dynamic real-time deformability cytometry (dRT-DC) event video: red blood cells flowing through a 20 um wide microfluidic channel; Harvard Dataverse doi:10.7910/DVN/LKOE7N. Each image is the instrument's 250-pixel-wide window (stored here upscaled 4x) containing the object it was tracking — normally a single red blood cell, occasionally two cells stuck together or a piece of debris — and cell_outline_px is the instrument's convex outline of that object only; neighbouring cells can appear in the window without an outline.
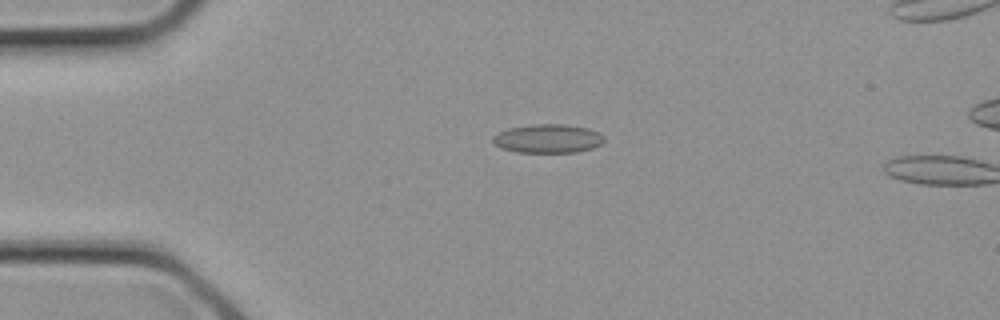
{"species": "common noctule bat (a hibernating species)", "species_latin": "Nyctalus noctula", "temperature_condition": "cold", "stored_images_in_passage": 8, "camera_frame_rate_fps": 3000, "um_per_image_px": 0.085, "animal": {"sex": "female", "body_mass_g": 21.9}, "frame": {"image": 1, "passage_image": 7, "time_ms": 2.0, "image_size_px": [1000, 320], "cell_outline_px": [[604, 140], [600, 144], [592, 148], [576, 152], [516, 152], [500, 148], [492, 144], [492, 136], [508, 128], [532, 124], [564, 124], [588, 128], [604, 136]], "centroid_in_image_um": [46.52, 11.78], "position_along_channel_um": 38.5, "area_um2": 18.67}}